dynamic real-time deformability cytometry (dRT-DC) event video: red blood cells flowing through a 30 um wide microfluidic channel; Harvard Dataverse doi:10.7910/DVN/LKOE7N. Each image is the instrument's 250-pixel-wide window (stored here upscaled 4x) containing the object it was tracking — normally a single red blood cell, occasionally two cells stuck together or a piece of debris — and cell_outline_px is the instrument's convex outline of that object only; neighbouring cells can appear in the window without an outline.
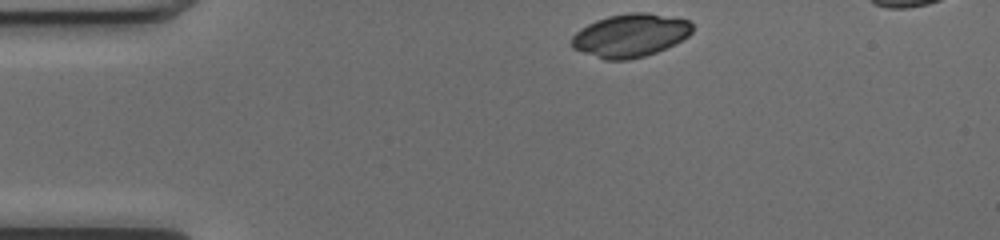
{"species": "common noctule bat (a hibernating species)", "species_latin": "Nyctalus noctula", "temperature_condition": "cold", "stored_images_in_passage": 40, "camera_frame_rate_fps": 3000, "um_per_image_px": 0.085, "animal": {"sex": "female", "body_mass_g": 17.0, "forearm_length_mm": 48.0}, "frame": {"image": 1, "passage_image": 1, "time_ms": 0.0, "image_size_px": [1000, 240], "cell_outline_px": [[692, 32], [688, 36], [676, 44], [656, 52], [644, 56], [628, 60], [604, 60], [572, 48], [572, 36], [580, 28], [596, 20], [608, 16], [628, 12], [648, 12], [688, 20], [692, 24]], "centroid_in_image_um": [53.57, 3.01], "position_along_channel_um": 31.4, "area_um2": 30.46}}
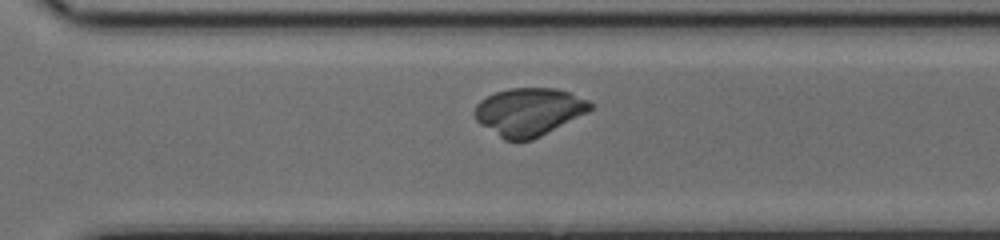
{"frame": {"image": 2, "passage_image": 27, "time_ms": 8.667, "image_size_px": [1000, 240], "cell_outline_px": [[592, 108], [588, 112], [532, 140], [504, 140], [480, 124], [476, 120], [472, 112], [476, 104], [480, 100], [496, 92], [508, 88], [556, 88], [568, 92], [588, 100], [592, 104]], "centroid_in_image_um": [44.92, 9.5], "position_along_channel_um": 325.7, "area_um2": 32.14}}
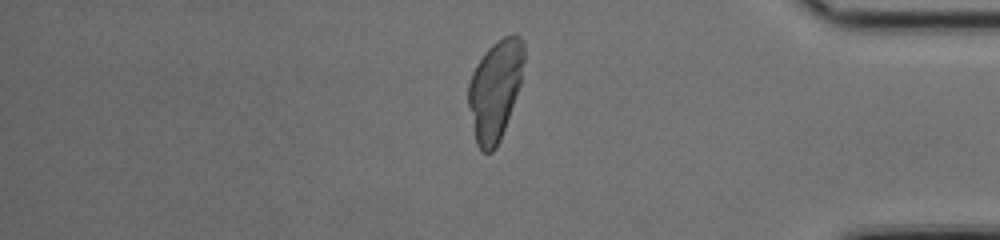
{"frame": {"image": 3, "passage_image": 34, "time_ms": 11.0, "image_size_px": [1000, 240], "cell_outline_px": [[524, 60], [520, 84], [500, 140], [496, 148], [492, 152], [484, 152], [476, 144], [468, 104], [468, 84], [472, 72], [476, 64], [484, 52], [492, 44], [504, 36], [520, 36], [524, 44]], "centroid_in_image_um": [42.07, 7.64], "position_along_channel_um": 393.1, "area_um2": 32.14}}